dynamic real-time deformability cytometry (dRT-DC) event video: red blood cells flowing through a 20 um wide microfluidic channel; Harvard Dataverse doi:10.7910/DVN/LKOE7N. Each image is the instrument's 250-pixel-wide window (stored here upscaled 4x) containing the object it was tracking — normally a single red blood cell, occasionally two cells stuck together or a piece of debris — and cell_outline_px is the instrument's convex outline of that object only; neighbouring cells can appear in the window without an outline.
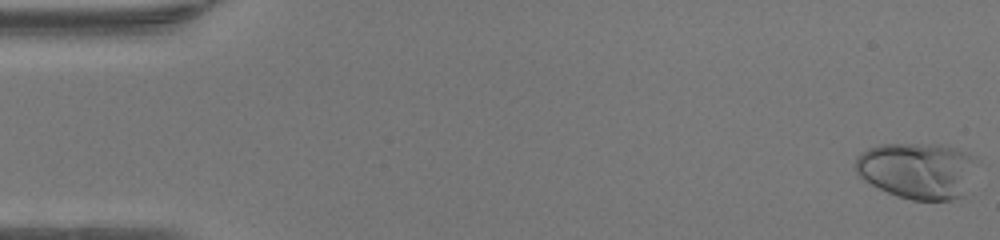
{"species": "human", "species_latin": "Homo sapiens", "temperature_condition": "warm", "stored_images_in_passage": 48, "camera_frame_rate_fps": 3000, "um_per_image_px": 0.085, "donor": {"sex": "female"}, "frame": {"image": 1, "passage_image": 1, "time_ms": 0.0, "image_size_px": [1000, 240], "cell_outline_px": [[980, 160], [964, 196], [952, 200], [912, 200], [896, 196], [864, 180], [856, 172], [856, 156], [860, 152], [868, 148], [880, 144], [940, 144], [956, 148], [976, 156]], "centroid_in_image_um": [78.04, 14.48], "position_along_channel_um": 7.0, "area_um2": 40.46}}
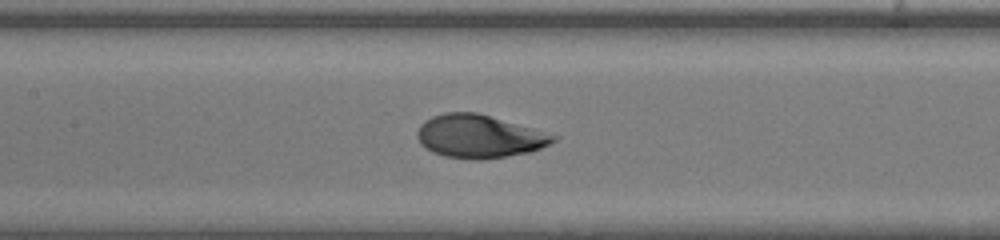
{"frame": {"image": 2, "passage_image": 23, "time_ms": 7.333, "image_size_px": [1000, 240], "cell_outline_px": [[556, 140], [540, 148], [528, 152], [480, 160], [472, 160], [444, 156], [432, 152], [424, 148], [420, 144], [416, 136], [416, 132], [420, 124], [424, 120], [432, 116], [444, 112], [476, 112], [532, 128], [556, 136]], "centroid_in_image_um": [40.64, 11.59], "position_along_channel_um": 166.8, "area_um2": 33.99}}
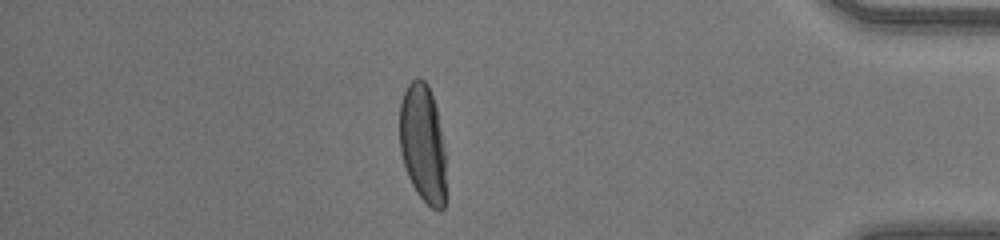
{"frame": {"image": 3, "passage_image": 42, "time_ms": 13.667, "image_size_px": [1000, 240], "cell_outline_px": [[448, 196], [444, 208], [440, 212], [432, 208], [416, 192], [408, 176], [400, 152], [400, 104], [404, 92], [408, 84], [412, 80], [424, 80], [428, 84], [436, 108], [444, 152]], "centroid_in_image_um": [35.96, 12.3], "position_along_channel_um": 399.2, "area_um2": 32.14}, "authors_computed_cell_mechanics": {"area_um2": 33.7263, "velocity_mm_per_s": 4.3139, "shape_relaxation_time_tau1_ms": 3.8257, "shape_relaxation_time_tau2_ms": null, "deformation_change_tau1": 0.2231, "deformation_change_tau2": null}}